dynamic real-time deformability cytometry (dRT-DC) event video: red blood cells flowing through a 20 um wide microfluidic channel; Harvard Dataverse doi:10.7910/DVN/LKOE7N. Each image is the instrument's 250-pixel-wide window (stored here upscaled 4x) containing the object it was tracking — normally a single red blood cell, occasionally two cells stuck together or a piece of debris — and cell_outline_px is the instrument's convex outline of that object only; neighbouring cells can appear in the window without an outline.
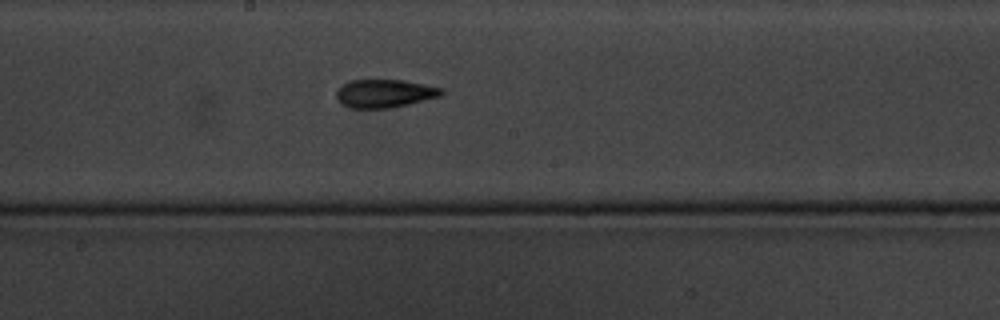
{"species": "common noctule bat (a hibernating species)", "species_latin": "Nyctalus noctula", "temperature_condition": "cold", "stored_images_in_passage": 11, "camera_frame_rate_fps": 3000, "um_per_image_px": 0.085, "animal": {"sex": "male", "body_mass_g": 20.1, "forearm_length_mm": 53.5}, "frame": {"image": 1, "passage_image": 11, "time_ms": 11.333, "image_size_px": [1000, 320], "cell_outline_px": [[444, 92], [440, 96], [408, 104], [388, 108], [348, 108], [340, 104], [336, 96], [336, 92], [344, 84], [352, 80], [404, 80], [444, 88]], "centroid_in_image_um": [32.69, 7.95], "position_along_channel_um": 215.5, "area_um2": 17.22}}